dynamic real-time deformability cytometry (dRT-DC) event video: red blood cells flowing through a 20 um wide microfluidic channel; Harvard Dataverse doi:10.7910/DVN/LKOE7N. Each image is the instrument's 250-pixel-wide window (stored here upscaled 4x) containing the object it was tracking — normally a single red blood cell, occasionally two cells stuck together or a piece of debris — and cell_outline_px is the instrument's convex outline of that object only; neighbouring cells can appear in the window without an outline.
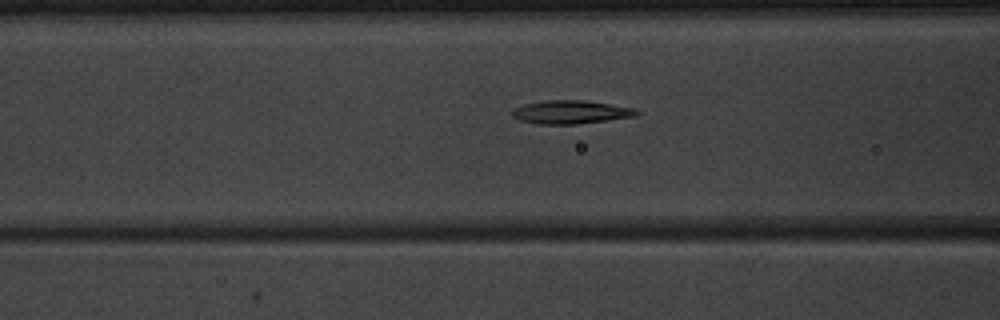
{"species": "common noctule bat (a hibernating species)", "species_latin": "Nyctalus noctula", "temperature_condition": "warm", "stored_images_in_passage": 34, "segment_of_instrument_passage": [1, 2], "camera_frame_rate_fps": 3000, "um_per_image_px": 0.085, "animal": {"sex": "male", "body_mass_g": 20.1, "forearm_length_mm": 53.5}, "frame": {"image": 1, "passage_image": 9, "time_ms": 2.667, "image_size_px": [1000, 320], "cell_outline_px": [[640, 112], [636, 116], [608, 120], [576, 124], [536, 124], [520, 120], [512, 116], [512, 108], [524, 104], [544, 100], [584, 100], [636, 108]], "centroid_in_image_um": [48.5, 9.52], "position_along_channel_um": 118.1, "area_um2": 17.05}}
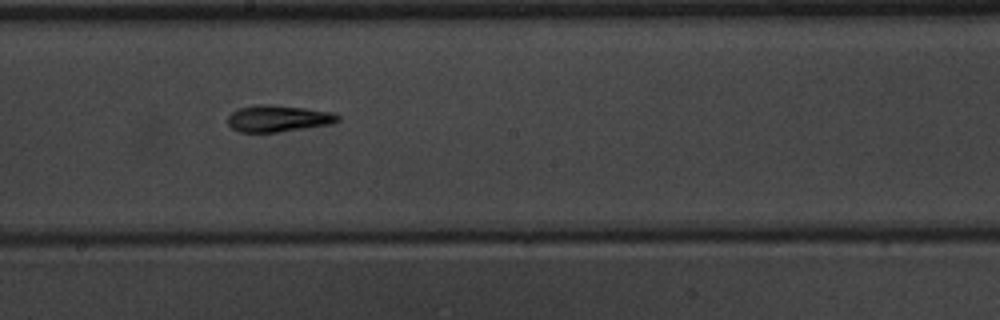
{"frame": {"image": 2, "passage_image": 17, "time_ms": 5.333, "image_size_px": [1000, 320], "cell_outline_px": [[340, 120], [332, 124], [280, 132], [240, 132], [232, 128], [228, 124], [228, 116], [232, 112], [240, 108], [256, 104], [272, 104], [304, 108], [332, 112], [340, 116]], "centroid_in_image_um": [23.66, 10.07], "position_along_channel_um": 224.5, "area_um2": 17.17}}
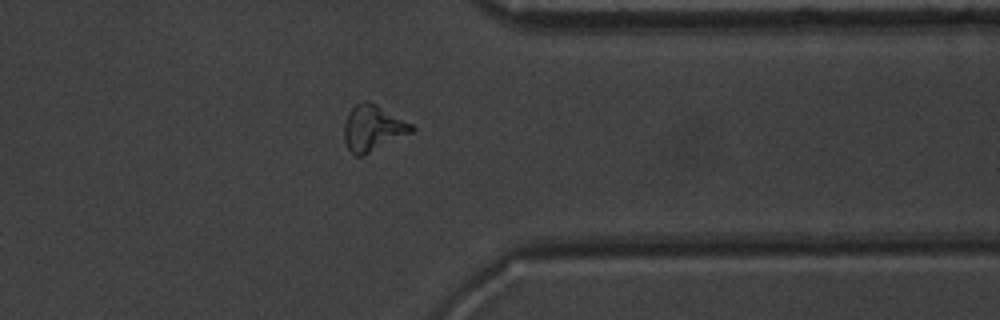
{"frame": {"image": 3, "passage_image": 29, "time_ms": 9.333, "image_size_px": [1000, 320], "cell_outline_px": [[416, 128], [412, 132], [360, 156], [356, 156], [348, 148], [344, 140], [344, 124], [348, 112], [356, 104], [364, 100], [368, 100], [376, 104], [412, 124]], "centroid_in_image_um": [31.67, 10.86], "position_along_channel_um": 379.7, "area_um2": 17.69}}